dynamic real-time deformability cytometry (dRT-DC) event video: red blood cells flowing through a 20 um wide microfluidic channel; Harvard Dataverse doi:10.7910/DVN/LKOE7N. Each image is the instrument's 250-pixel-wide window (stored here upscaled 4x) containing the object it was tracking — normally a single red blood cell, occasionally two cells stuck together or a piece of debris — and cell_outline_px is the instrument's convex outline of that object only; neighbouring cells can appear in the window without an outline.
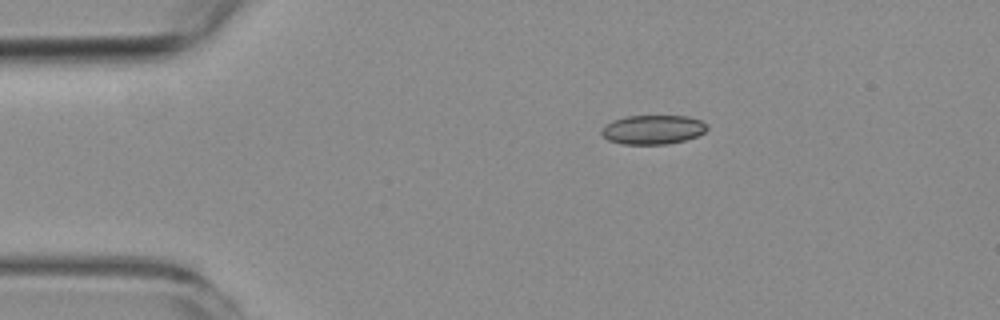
{"species": "common noctule bat (a hibernating species)", "species_latin": "Nyctalus noctula", "temperature_condition": "room temperature", "stored_images_in_passage": 9, "camera_frame_rate_fps": 3000, "um_per_image_px": 0.085, "animal": {"sex": "female", "body_mass_g": 19.3, "forearm_length_mm": 54.1}, "frame": {"image": 1, "passage_image": 2, "time_ms": 1.0, "image_size_px": [1000, 320], "cell_outline_px": [[708, 128], [704, 132], [696, 136], [684, 140], [668, 144], [624, 144], [608, 140], [600, 132], [604, 124], [612, 120], [624, 116], [688, 116], [700, 120], [708, 124]], "centroid_in_image_um": [55.48, 11.01], "position_along_channel_um": 29.5, "area_um2": 18.03}}
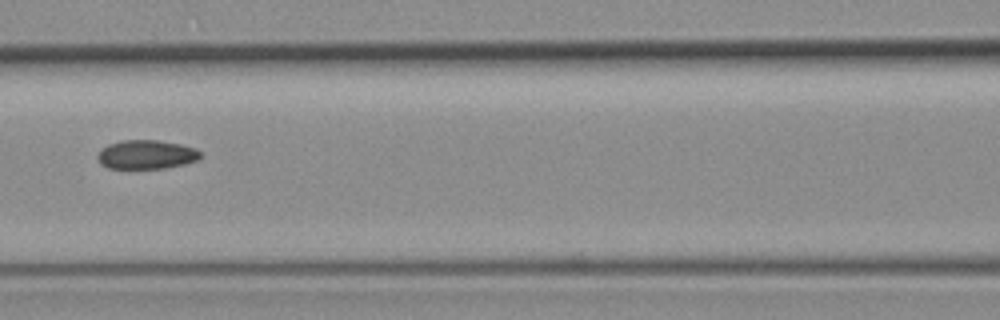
{"frame": {"image": 2, "passage_image": 6, "time_ms": 5.667, "image_size_px": [1000, 320], "cell_outline_px": [[200, 160], [184, 164], [164, 168], [108, 168], [100, 164], [96, 156], [108, 144], [120, 140], [156, 140], [180, 144], [196, 148], [200, 152]], "centroid_in_image_um": [12.45, 13.13], "position_along_channel_um": 154.2, "area_um2": 17.34}}
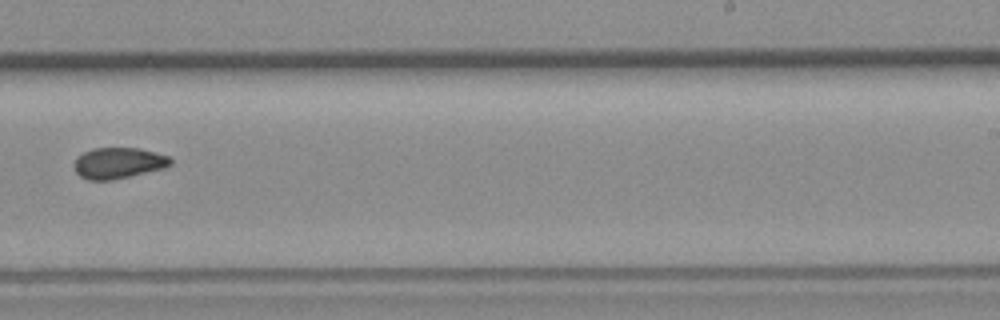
{"frame": {"image": 3, "passage_image": 9, "time_ms": 9.0, "image_size_px": [1000, 320], "cell_outline_px": [[172, 164], [164, 168], [112, 180], [88, 180], [80, 176], [76, 172], [72, 164], [76, 156], [92, 148], [140, 148], [156, 152], [168, 156], [172, 160]], "centroid_in_image_um": [10.03, 13.85], "position_along_channel_um": 279.0, "area_um2": 17.57}}